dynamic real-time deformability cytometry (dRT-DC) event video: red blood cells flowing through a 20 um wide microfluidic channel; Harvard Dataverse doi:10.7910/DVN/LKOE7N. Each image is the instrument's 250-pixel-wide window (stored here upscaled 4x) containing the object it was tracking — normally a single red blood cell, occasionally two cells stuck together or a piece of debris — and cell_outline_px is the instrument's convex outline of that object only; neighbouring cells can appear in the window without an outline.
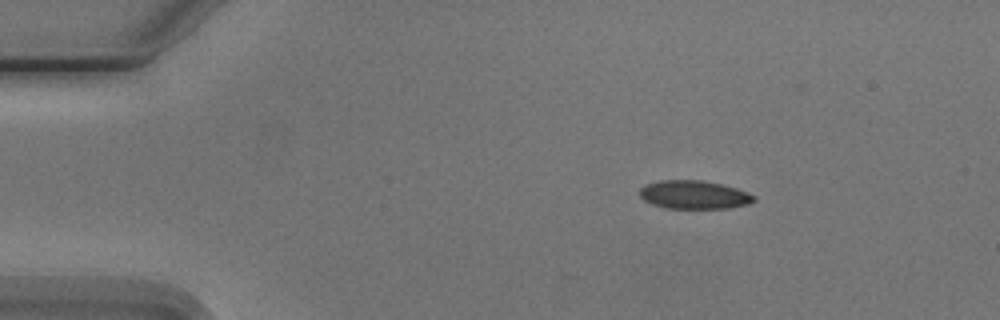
{"species": "Egyptian fruit bat (a non-hibernating species)", "species_latin": "Rousettus aegyptiacus", "temperature_condition": "cold", "stored_images_in_passage": 4, "camera_frame_rate_fps": 3000, "um_per_image_px": 0.085, "animal": {"sex": "male"}, "frame": {"image": 1, "passage_image": 1, "time_ms": 0.0, "image_size_px": [1000, 320], "cell_outline_px": [[756, 200], [748, 204], [728, 208], [668, 208], [652, 204], [644, 200], [640, 196], [640, 188], [644, 184], [660, 180], [704, 180], [736, 188], [748, 192], [756, 196]], "centroid_in_image_um": [58.99, 16.54], "position_along_channel_um": 26.0, "area_um2": 18.96}}